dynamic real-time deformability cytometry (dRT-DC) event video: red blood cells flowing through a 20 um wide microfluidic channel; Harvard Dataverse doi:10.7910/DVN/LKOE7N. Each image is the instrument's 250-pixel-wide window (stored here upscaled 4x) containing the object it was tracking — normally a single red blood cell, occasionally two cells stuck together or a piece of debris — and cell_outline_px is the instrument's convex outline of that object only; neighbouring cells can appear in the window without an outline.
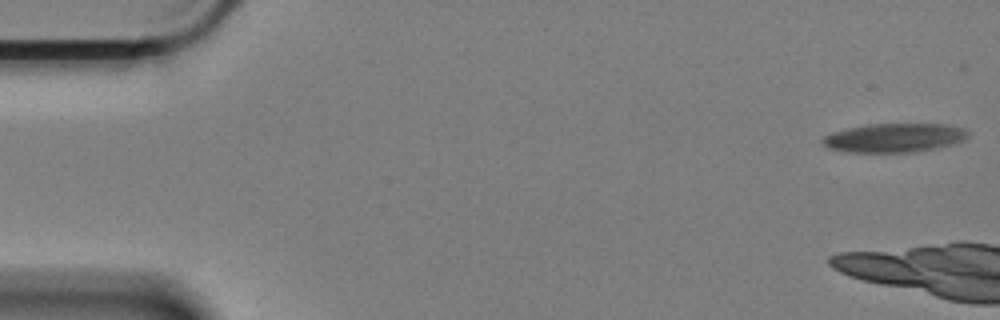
{"species": "Egyptian fruit bat (a non-hibernating species)", "species_latin": "Rousettus aegyptiacus", "temperature_condition": "cold", "stored_images_in_passage": 9, "camera_frame_rate_fps": 3000, "um_per_image_px": 0.085, "animal": {"sex": "female"}, "frame": {"image": 1, "passage_image": 1, "time_ms": 0.0, "image_size_px": [1000, 320], "cell_outline_px": [[968, 136], [956, 144], [940, 148], [916, 152], [848, 152], [828, 148], [824, 144], [824, 136], [832, 132], [848, 128], [868, 124], [944, 124], [964, 128], [968, 132]], "centroid_in_image_um": [76.06, 11.72], "position_along_channel_um": 8.9, "area_um2": 24.57}}